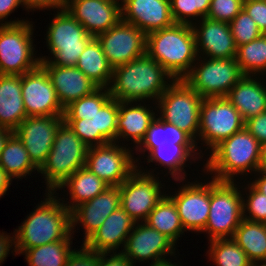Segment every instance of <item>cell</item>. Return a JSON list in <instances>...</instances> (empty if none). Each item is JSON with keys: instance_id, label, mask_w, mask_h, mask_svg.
I'll use <instances>...</instances> for the list:
<instances>
[{"instance_id": "6da1fadb", "label": "cell", "mask_w": 266, "mask_h": 266, "mask_svg": "<svg viewBox=\"0 0 266 266\" xmlns=\"http://www.w3.org/2000/svg\"><path fill=\"white\" fill-rule=\"evenodd\" d=\"M174 80L160 64L145 54L113 68L108 89L111 98L118 101L146 102L151 99L154 104Z\"/></svg>"}, {"instance_id": "7a4b0ae2", "label": "cell", "mask_w": 266, "mask_h": 266, "mask_svg": "<svg viewBox=\"0 0 266 266\" xmlns=\"http://www.w3.org/2000/svg\"><path fill=\"white\" fill-rule=\"evenodd\" d=\"M46 192V198L15 229L19 255L28 248L74 238L71 233V212L54 195L55 192Z\"/></svg>"}, {"instance_id": "3957f363", "label": "cell", "mask_w": 266, "mask_h": 266, "mask_svg": "<svg viewBox=\"0 0 266 266\" xmlns=\"http://www.w3.org/2000/svg\"><path fill=\"white\" fill-rule=\"evenodd\" d=\"M146 54L175 80L183 79L198 58L192 25L174 23L147 34Z\"/></svg>"}, {"instance_id": "277c9868", "label": "cell", "mask_w": 266, "mask_h": 266, "mask_svg": "<svg viewBox=\"0 0 266 266\" xmlns=\"http://www.w3.org/2000/svg\"><path fill=\"white\" fill-rule=\"evenodd\" d=\"M261 143L245 127L223 140L211 152L204 173L217 181H234L235 176L255 174L259 170ZM206 168V169H205ZM206 170V171H205Z\"/></svg>"}, {"instance_id": "5b68a950", "label": "cell", "mask_w": 266, "mask_h": 266, "mask_svg": "<svg viewBox=\"0 0 266 266\" xmlns=\"http://www.w3.org/2000/svg\"><path fill=\"white\" fill-rule=\"evenodd\" d=\"M88 148L65 122L59 127L47 160L38 172L43 174L48 192L56 193L61 184L86 165Z\"/></svg>"}, {"instance_id": "8992f818", "label": "cell", "mask_w": 266, "mask_h": 266, "mask_svg": "<svg viewBox=\"0 0 266 266\" xmlns=\"http://www.w3.org/2000/svg\"><path fill=\"white\" fill-rule=\"evenodd\" d=\"M47 28L46 44L51 58L41 56L40 63L75 67L87 43L93 38L66 9L57 10ZM50 58V59H49Z\"/></svg>"}, {"instance_id": "52a82bcc", "label": "cell", "mask_w": 266, "mask_h": 266, "mask_svg": "<svg viewBox=\"0 0 266 266\" xmlns=\"http://www.w3.org/2000/svg\"><path fill=\"white\" fill-rule=\"evenodd\" d=\"M232 181H210V210L205 229L209 241L233 238L243 220V195Z\"/></svg>"}, {"instance_id": "ba28073f", "label": "cell", "mask_w": 266, "mask_h": 266, "mask_svg": "<svg viewBox=\"0 0 266 266\" xmlns=\"http://www.w3.org/2000/svg\"><path fill=\"white\" fill-rule=\"evenodd\" d=\"M203 98L183 79L174 80L155 101L159 118L188 133L196 143L199 136L200 106ZM159 109V111H158Z\"/></svg>"}, {"instance_id": "9c48e42d", "label": "cell", "mask_w": 266, "mask_h": 266, "mask_svg": "<svg viewBox=\"0 0 266 266\" xmlns=\"http://www.w3.org/2000/svg\"><path fill=\"white\" fill-rule=\"evenodd\" d=\"M33 24L0 25V75H23L40 65L34 57Z\"/></svg>"}, {"instance_id": "30bf717a", "label": "cell", "mask_w": 266, "mask_h": 266, "mask_svg": "<svg viewBox=\"0 0 266 266\" xmlns=\"http://www.w3.org/2000/svg\"><path fill=\"white\" fill-rule=\"evenodd\" d=\"M243 76L236 58L208 59L198 56L196 64L183 80L202 98H219L226 97Z\"/></svg>"}, {"instance_id": "8fae6325", "label": "cell", "mask_w": 266, "mask_h": 266, "mask_svg": "<svg viewBox=\"0 0 266 266\" xmlns=\"http://www.w3.org/2000/svg\"><path fill=\"white\" fill-rule=\"evenodd\" d=\"M245 121L226 97L203 98L198 139L212 151L223 140L244 128Z\"/></svg>"}, {"instance_id": "7c38bea8", "label": "cell", "mask_w": 266, "mask_h": 266, "mask_svg": "<svg viewBox=\"0 0 266 266\" xmlns=\"http://www.w3.org/2000/svg\"><path fill=\"white\" fill-rule=\"evenodd\" d=\"M139 165L119 186L120 206L135 222H144L165 195L161 191L165 184L162 185L159 177L154 176V170L143 171Z\"/></svg>"}, {"instance_id": "4fadbf2b", "label": "cell", "mask_w": 266, "mask_h": 266, "mask_svg": "<svg viewBox=\"0 0 266 266\" xmlns=\"http://www.w3.org/2000/svg\"><path fill=\"white\" fill-rule=\"evenodd\" d=\"M132 151L116 142L90 147L85 167L110 186H120L137 168L140 158Z\"/></svg>"}, {"instance_id": "5bb4252c", "label": "cell", "mask_w": 266, "mask_h": 266, "mask_svg": "<svg viewBox=\"0 0 266 266\" xmlns=\"http://www.w3.org/2000/svg\"><path fill=\"white\" fill-rule=\"evenodd\" d=\"M96 38L112 68L146 54V34L135 25L122 20Z\"/></svg>"}, {"instance_id": "9a60e30c", "label": "cell", "mask_w": 266, "mask_h": 266, "mask_svg": "<svg viewBox=\"0 0 266 266\" xmlns=\"http://www.w3.org/2000/svg\"><path fill=\"white\" fill-rule=\"evenodd\" d=\"M22 96L27 117L64 115L49 75L41 65L22 75Z\"/></svg>"}, {"instance_id": "2e32d148", "label": "cell", "mask_w": 266, "mask_h": 266, "mask_svg": "<svg viewBox=\"0 0 266 266\" xmlns=\"http://www.w3.org/2000/svg\"><path fill=\"white\" fill-rule=\"evenodd\" d=\"M63 116L27 117L14 130L33 164L40 169L46 162Z\"/></svg>"}, {"instance_id": "e0dca14e", "label": "cell", "mask_w": 266, "mask_h": 266, "mask_svg": "<svg viewBox=\"0 0 266 266\" xmlns=\"http://www.w3.org/2000/svg\"><path fill=\"white\" fill-rule=\"evenodd\" d=\"M175 246L168 237L156 229L149 227L144 222H136L121 251L133 266H135L136 260L138 262L151 260L150 265H155L166 261L165 258L168 255L175 256Z\"/></svg>"}, {"instance_id": "ac0fdd59", "label": "cell", "mask_w": 266, "mask_h": 266, "mask_svg": "<svg viewBox=\"0 0 266 266\" xmlns=\"http://www.w3.org/2000/svg\"><path fill=\"white\" fill-rule=\"evenodd\" d=\"M195 182L185 183L175 194L168 196L176 204L184 230L200 233L205 229L209 216L210 181L205 184Z\"/></svg>"}, {"instance_id": "d6986e66", "label": "cell", "mask_w": 266, "mask_h": 266, "mask_svg": "<svg viewBox=\"0 0 266 266\" xmlns=\"http://www.w3.org/2000/svg\"><path fill=\"white\" fill-rule=\"evenodd\" d=\"M121 0H66V11L93 37L121 20Z\"/></svg>"}, {"instance_id": "ffe728a7", "label": "cell", "mask_w": 266, "mask_h": 266, "mask_svg": "<svg viewBox=\"0 0 266 266\" xmlns=\"http://www.w3.org/2000/svg\"><path fill=\"white\" fill-rule=\"evenodd\" d=\"M198 22L194 21L192 25L198 56H207V58L212 59L236 58L237 46L229 23L212 20L207 17Z\"/></svg>"}, {"instance_id": "44dd1931", "label": "cell", "mask_w": 266, "mask_h": 266, "mask_svg": "<svg viewBox=\"0 0 266 266\" xmlns=\"http://www.w3.org/2000/svg\"><path fill=\"white\" fill-rule=\"evenodd\" d=\"M121 20L146 35L174 24L170 0H121Z\"/></svg>"}, {"instance_id": "7402d4cb", "label": "cell", "mask_w": 266, "mask_h": 266, "mask_svg": "<svg viewBox=\"0 0 266 266\" xmlns=\"http://www.w3.org/2000/svg\"><path fill=\"white\" fill-rule=\"evenodd\" d=\"M120 207L119 186H109L93 199L83 202L71 211V233L75 227L84 229L83 243L103 224L104 220ZM80 223V224H79Z\"/></svg>"}, {"instance_id": "603a6c76", "label": "cell", "mask_w": 266, "mask_h": 266, "mask_svg": "<svg viewBox=\"0 0 266 266\" xmlns=\"http://www.w3.org/2000/svg\"><path fill=\"white\" fill-rule=\"evenodd\" d=\"M40 65L48 73L63 108L83 96L90 95L99 88L76 66L61 67L52 63H40Z\"/></svg>"}, {"instance_id": "cb8c5ba5", "label": "cell", "mask_w": 266, "mask_h": 266, "mask_svg": "<svg viewBox=\"0 0 266 266\" xmlns=\"http://www.w3.org/2000/svg\"><path fill=\"white\" fill-rule=\"evenodd\" d=\"M135 224V220L120 206L82 245L97 253L117 251L119 246L124 247Z\"/></svg>"}, {"instance_id": "d4e9b609", "label": "cell", "mask_w": 266, "mask_h": 266, "mask_svg": "<svg viewBox=\"0 0 266 266\" xmlns=\"http://www.w3.org/2000/svg\"><path fill=\"white\" fill-rule=\"evenodd\" d=\"M143 103L144 105H141V102L138 104V102L134 103V101H118L119 115L116 143H119L120 139L121 141L131 139L137 147L144 138L152 121L156 116H159L145 102Z\"/></svg>"}, {"instance_id": "484cf974", "label": "cell", "mask_w": 266, "mask_h": 266, "mask_svg": "<svg viewBox=\"0 0 266 266\" xmlns=\"http://www.w3.org/2000/svg\"><path fill=\"white\" fill-rule=\"evenodd\" d=\"M259 80V76L244 75L226 96L244 121L266 111V86Z\"/></svg>"}, {"instance_id": "4316f807", "label": "cell", "mask_w": 266, "mask_h": 266, "mask_svg": "<svg viewBox=\"0 0 266 266\" xmlns=\"http://www.w3.org/2000/svg\"><path fill=\"white\" fill-rule=\"evenodd\" d=\"M26 118L22 75H0V127L14 131Z\"/></svg>"}, {"instance_id": "83f0119b", "label": "cell", "mask_w": 266, "mask_h": 266, "mask_svg": "<svg viewBox=\"0 0 266 266\" xmlns=\"http://www.w3.org/2000/svg\"><path fill=\"white\" fill-rule=\"evenodd\" d=\"M198 144H174V146H157L147 156V162H156L164 168L177 182L185 180L186 172L184 167H187L186 161L190 159L195 162L198 158L202 159V151L198 153ZM198 148V149H197ZM196 155V156H195ZM199 155V156H198ZM201 155V156H200ZM195 156V157H194Z\"/></svg>"}, {"instance_id": "f1b7e54d", "label": "cell", "mask_w": 266, "mask_h": 266, "mask_svg": "<svg viewBox=\"0 0 266 266\" xmlns=\"http://www.w3.org/2000/svg\"><path fill=\"white\" fill-rule=\"evenodd\" d=\"M109 186V184L84 166L73 173L57 190L68 188L71 202L67 201L66 203L62 199L61 201L71 212L76 206L93 199Z\"/></svg>"}, {"instance_id": "f546056e", "label": "cell", "mask_w": 266, "mask_h": 266, "mask_svg": "<svg viewBox=\"0 0 266 266\" xmlns=\"http://www.w3.org/2000/svg\"><path fill=\"white\" fill-rule=\"evenodd\" d=\"M76 67L99 87L110 86L113 68L102 50L96 37H93L81 53Z\"/></svg>"}, {"instance_id": "4dcf8cb0", "label": "cell", "mask_w": 266, "mask_h": 266, "mask_svg": "<svg viewBox=\"0 0 266 266\" xmlns=\"http://www.w3.org/2000/svg\"><path fill=\"white\" fill-rule=\"evenodd\" d=\"M174 144H197L185 131L156 117L147 129L135 152L150 153L157 146H174ZM139 149V150H138Z\"/></svg>"}, {"instance_id": "1f68e13d", "label": "cell", "mask_w": 266, "mask_h": 266, "mask_svg": "<svg viewBox=\"0 0 266 266\" xmlns=\"http://www.w3.org/2000/svg\"><path fill=\"white\" fill-rule=\"evenodd\" d=\"M149 227L168 237L174 244L183 235L184 228L174 201L166 194L144 221Z\"/></svg>"}, {"instance_id": "d6a6232c", "label": "cell", "mask_w": 266, "mask_h": 266, "mask_svg": "<svg viewBox=\"0 0 266 266\" xmlns=\"http://www.w3.org/2000/svg\"><path fill=\"white\" fill-rule=\"evenodd\" d=\"M0 167L12 179L25 178L39 169L30 160L22 141L13 133L7 140L0 156Z\"/></svg>"}, {"instance_id": "836d02e7", "label": "cell", "mask_w": 266, "mask_h": 266, "mask_svg": "<svg viewBox=\"0 0 266 266\" xmlns=\"http://www.w3.org/2000/svg\"><path fill=\"white\" fill-rule=\"evenodd\" d=\"M254 263L266 261V224L243 219L232 238Z\"/></svg>"}, {"instance_id": "e575fe53", "label": "cell", "mask_w": 266, "mask_h": 266, "mask_svg": "<svg viewBox=\"0 0 266 266\" xmlns=\"http://www.w3.org/2000/svg\"><path fill=\"white\" fill-rule=\"evenodd\" d=\"M71 240H60L28 248L23 253L29 266H65L71 249ZM71 245V246H70Z\"/></svg>"}, {"instance_id": "d590c367", "label": "cell", "mask_w": 266, "mask_h": 266, "mask_svg": "<svg viewBox=\"0 0 266 266\" xmlns=\"http://www.w3.org/2000/svg\"><path fill=\"white\" fill-rule=\"evenodd\" d=\"M236 61L244 75H265L266 34H262L257 39L238 46Z\"/></svg>"}, {"instance_id": "8d00e7d4", "label": "cell", "mask_w": 266, "mask_h": 266, "mask_svg": "<svg viewBox=\"0 0 266 266\" xmlns=\"http://www.w3.org/2000/svg\"><path fill=\"white\" fill-rule=\"evenodd\" d=\"M118 115V100L110 98L91 117L94 125V146L116 142Z\"/></svg>"}, {"instance_id": "74e56055", "label": "cell", "mask_w": 266, "mask_h": 266, "mask_svg": "<svg viewBox=\"0 0 266 266\" xmlns=\"http://www.w3.org/2000/svg\"><path fill=\"white\" fill-rule=\"evenodd\" d=\"M207 251L209 260L217 266H251L245 251L232 239H214L209 241Z\"/></svg>"}, {"instance_id": "f35d334b", "label": "cell", "mask_w": 266, "mask_h": 266, "mask_svg": "<svg viewBox=\"0 0 266 266\" xmlns=\"http://www.w3.org/2000/svg\"><path fill=\"white\" fill-rule=\"evenodd\" d=\"M109 89L99 87L93 93L71 102L64 108V119H91L109 99Z\"/></svg>"}, {"instance_id": "ab89813d", "label": "cell", "mask_w": 266, "mask_h": 266, "mask_svg": "<svg viewBox=\"0 0 266 266\" xmlns=\"http://www.w3.org/2000/svg\"><path fill=\"white\" fill-rule=\"evenodd\" d=\"M210 4L211 0H170L172 19L174 23L193 25V20L207 17Z\"/></svg>"}, {"instance_id": "60d3db41", "label": "cell", "mask_w": 266, "mask_h": 266, "mask_svg": "<svg viewBox=\"0 0 266 266\" xmlns=\"http://www.w3.org/2000/svg\"><path fill=\"white\" fill-rule=\"evenodd\" d=\"M229 26L237 47L249 43L263 34L244 9L235 16Z\"/></svg>"}, {"instance_id": "b9f144b4", "label": "cell", "mask_w": 266, "mask_h": 266, "mask_svg": "<svg viewBox=\"0 0 266 266\" xmlns=\"http://www.w3.org/2000/svg\"><path fill=\"white\" fill-rule=\"evenodd\" d=\"M247 197H243V219L266 224V195L259 192L251 183L246 184ZM248 198V199H247Z\"/></svg>"}, {"instance_id": "7bdbcfd3", "label": "cell", "mask_w": 266, "mask_h": 266, "mask_svg": "<svg viewBox=\"0 0 266 266\" xmlns=\"http://www.w3.org/2000/svg\"><path fill=\"white\" fill-rule=\"evenodd\" d=\"M244 0H211L207 18L230 23L243 9Z\"/></svg>"}, {"instance_id": "ee69618b", "label": "cell", "mask_w": 266, "mask_h": 266, "mask_svg": "<svg viewBox=\"0 0 266 266\" xmlns=\"http://www.w3.org/2000/svg\"><path fill=\"white\" fill-rule=\"evenodd\" d=\"M64 122L89 148L94 147V125L91 119H64Z\"/></svg>"}, {"instance_id": "f6af8a7d", "label": "cell", "mask_w": 266, "mask_h": 266, "mask_svg": "<svg viewBox=\"0 0 266 266\" xmlns=\"http://www.w3.org/2000/svg\"><path fill=\"white\" fill-rule=\"evenodd\" d=\"M243 9L256 22L263 34H266V0H244Z\"/></svg>"}, {"instance_id": "bcb514c9", "label": "cell", "mask_w": 266, "mask_h": 266, "mask_svg": "<svg viewBox=\"0 0 266 266\" xmlns=\"http://www.w3.org/2000/svg\"><path fill=\"white\" fill-rule=\"evenodd\" d=\"M65 266H98V253L83 245L72 252Z\"/></svg>"}, {"instance_id": "7dc6e473", "label": "cell", "mask_w": 266, "mask_h": 266, "mask_svg": "<svg viewBox=\"0 0 266 266\" xmlns=\"http://www.w3.org/2000/svg\"><path fill=\"white\" fill-rule=\"evenodd\" d=\"M245 129L260 143L266 141V111L245 121Z\"/></svg>"}, {"instance_id": "c3c4849f", "label": "cell", "mask_w": 266, "mask_h": 266, "mask_svg": "<svg viewBox=\"0 0 266 266\" xmlns=\"http://www.w3.org/2000/svg\"><path fill=\"white\" fill-rule=\"evenodd\" d=\"M98 266H133V265L122 251L120 252L114 251V252L98 253Z\"/></svg>"}, {"instance_id": "681fc988", "label": "cell", "mask_w": 266, "mask_h": 266, "mask_svg": "<svg viewBox=\"0 0 266 266\" xmlns=\"http://www.w3.org/2000/svg\"><path fill=\"white\" fill-rule=\"evenodd\" d=\"M23 6L22 0H0V25H15L26 22L27 20H14V21H5L10 14L20 7ZM2 22V23H1ZM4 22V23H3Z\"/></svg>"}, {"instance_id": "f907efd6", "label": "cell", "mask_w": 266, "mask_h": 266, "mask_svg": "<svg viewBox=\"0 0 266 266\" xmlns=\"http://www.w3.org/2000/svg\"><path fill=\"white\" fill-rule=\"evenodd\" d=\"M23 7L26 10L34 11V10H44L47 9H64L66 0H22Z\"/></svg>"}, {"instance_id": "816d5d0a", "label": "cell", "mask_w": 266, "mask_h": 266, "mask_svg": "<svg viewBox=\"0 0 266 266\" xmlns=\"http://www.w3.org/2000/svg\"><path fill=\"white\" fill-rule=\"evenodd\" d=\"M13 233H14V235H13V237H11L10 235H8L6 233L0 232V265H1V263H3V261L8 256V253L11 250V248L13 247V245H14V248H12V249L15 252V256L19 254L18 250H17L15 231Z\"/></svg>"}, {"instance_id": "f5cc1de1", "label": "cell", "mask_w": 266, "mask_h": 266, "mask_svg": "<svg viewBox=\"0 0 266 266\" xmlns=\"http://www.w3.org/2000/svg\"><path fill=\"white\" fill-rule=\"evenodd\" d=\"M256 173H258L256 176H259L255 178L256 180H253L251 184L262 194L266 195V171L264 170H258Z\"/></svg>"}, {"instance_id": "db71d44e", "label": "cell", "mask_w": 266, "mask_h": 266, "mask_svg": "<svg viewBox=\"0 0 266 266\" xmlns=\"http://www.w3.org/2000/svg\"><path fill=\"white\" fill-rule=\"evenodd\" d=\"M13 179L10 178L5 171L0 167V198L6 194L8 188L11 185V181Z\"/></svg>"}, {"instance_id": "11a10c76", "label": "cell", "mask_w": 266, "mask_h": 266, "mask_svg": "<svg viewBox=\"0 0 266 266\" xmlns=\"http://www.w3.org/2000/svg\"><path fill=\"white\" fill-rule=\"evenodd\" d=\"M14 133V131L5 128V127H0V156L1 152L4 149V146L8 140V138Z\"/></svg>"}, {"instance_id": "9f6ffc18", "label": "cell", "mask_w": 266, "mask_h": 266, "mask_svg": "<svg viewBox=\"0 0 266 266\" xmlns=\"http://www.w3.org/2000/svg\"><path fill=\"white\" fill-rule=\"evenodd\" d=\"M259 170L266 171V141L262 142L260 145Z\"/></svg>"}, {"instance_id": "6f0895ef", "label": "cell", "mask_w": 266, "mask_h": 266, "mask_svg": "<svg viewBox=\"0 0 266 266\" xmlns=\"http://www.w3.org/2000/svg\"><path fill=\"white\" fill-rule=\"evenodd\" d=\"M150 266H179L178 264H172L170 259L166 260V261H163V262H160V263H157L155 265H150Z\"/></svg>"}, {"instance_id": "680465c9", "label": "cell", "mask_w": 266, "mask_h": 266, "mask_svg": "<svg viewBox=\"0 0 266 266\" xmlns=\"http://www.w3.org/2000/svg\"><path fill=\"white\" fill-rule=\"evenodd\" d=\"M251 266H266V261L254 262V263L251 264Z\"/></svg>"}]
</instances>
